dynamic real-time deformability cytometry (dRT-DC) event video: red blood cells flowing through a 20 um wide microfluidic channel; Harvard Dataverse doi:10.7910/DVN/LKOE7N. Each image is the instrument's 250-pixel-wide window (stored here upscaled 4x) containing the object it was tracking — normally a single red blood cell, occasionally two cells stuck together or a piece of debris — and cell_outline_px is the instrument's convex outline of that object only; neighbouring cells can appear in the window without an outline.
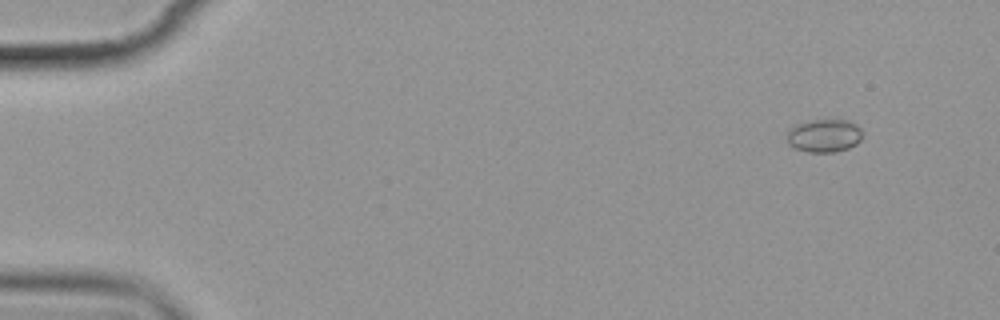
{"species": "common noctule bat (a hibernating species)", "species_latin": "Nyctalus noctula", "temperature_condition": "cold", "stored_images_in_passage": 9, "camera_frame_rate_fps": 3000, "um_per_image_px": 0.085, "animal": {"sex": "female", "body_mass_g": 19.9}, "frame": {"image": 1, "passage_image": 1, "time_ms": 0.0, "image_size_px": [1000, 320], "cell_outline_px": [[860, 140], [856, 144], [848, 148], [836, 152], [808, 152], [796, 148], [788, 144], [788, 128], [796, 124], [816, 120], [848, 120], [856, 124], [860, 128]], "centroid_in_image_um": [70.04, 11.53], "position_along_channel_um": 15.0, "area_um2": 14.39}}
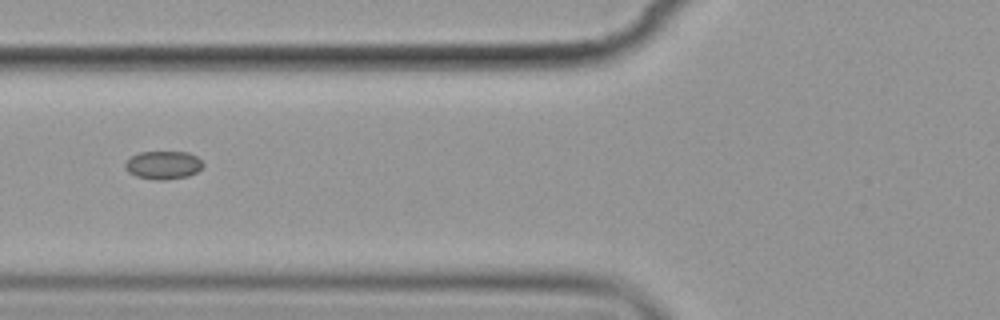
{"frame": {"image": 2, "passage_image": 6, "time_ms": 6.0, "image_size_px": [1000, 320], "cell_outline_px": [[204, 164], [196, 172], [188, 176], [164, 180], [156, 180], [136, 176], [128, 172], [124, 168], [124, 164], [132, 156], [140, 152], [188, 152], [196, 156]], "centroid_in_image_um": [13.86, 14.03], "position_along_channel_um": 111.9, "area_um2": 12.72}}
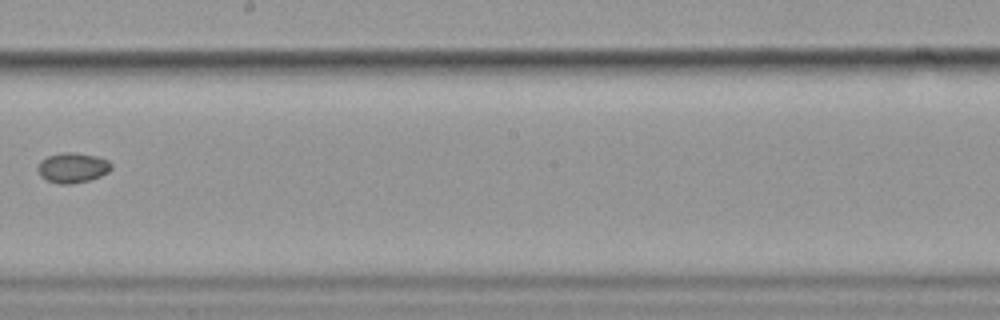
{"frame": {"image": 3, "passage_image": 9, "time_ms": 9.667, "image_size_px": [1000, 320], "cell_outline_px": [[112, 168], [108, 172], [100, 176], [88, 180], [72, 184], [60, 184], [48, 180], [40, 176], [36, 168], [40, 160], [48, 156], [64, 152], [76, 152], [100, 156], [108, 160], [112, 164]], "centroid_in_image_um": [6.18, 14.24], "position_along_channel_um": 242.0, "area_um2": 13.06}}